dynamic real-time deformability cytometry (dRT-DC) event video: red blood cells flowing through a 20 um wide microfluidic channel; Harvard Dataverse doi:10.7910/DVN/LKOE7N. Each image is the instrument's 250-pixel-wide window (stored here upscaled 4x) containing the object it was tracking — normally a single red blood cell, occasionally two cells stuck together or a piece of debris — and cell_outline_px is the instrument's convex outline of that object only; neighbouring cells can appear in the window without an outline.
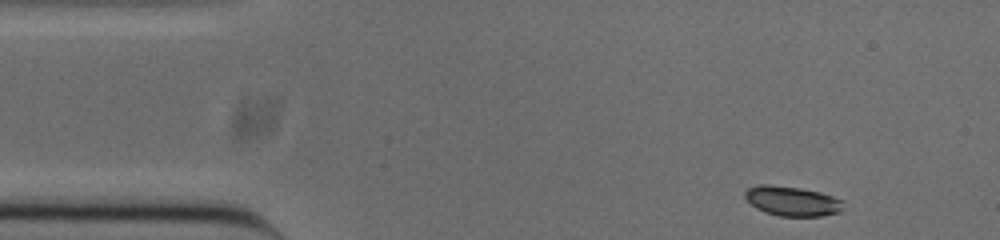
{"species": "common noctule bat (a hibernating species)", "species_latin": "Nyctalus noctula", "temperature_condition": "cold", "stored_images_in_passage": 49, "camera_frame_rate_fps": 3000, "um_per_image_px": 0.085, "animal": {"sex": "male", "body_mass_g": 20.0, "forearm_length_mm": 53.3}, "frame": {"image": 1, "passage_image": 1, "time_ms": 0.0, "image_size_px": [1000, 240], "cell_outline_px": [[844, 208], [840, 212], [820, 216], [780, 216], [764, 212], [756, 208], [744, 196], [744, 192], [748, 188], [756, 184], [768, 184], [800, 188], [820, 192], [844, 200]], "centroid_in_image_um": [67.35, 17.09], "position_along_channel_um": 17.7, "area_um2": 17.17}}
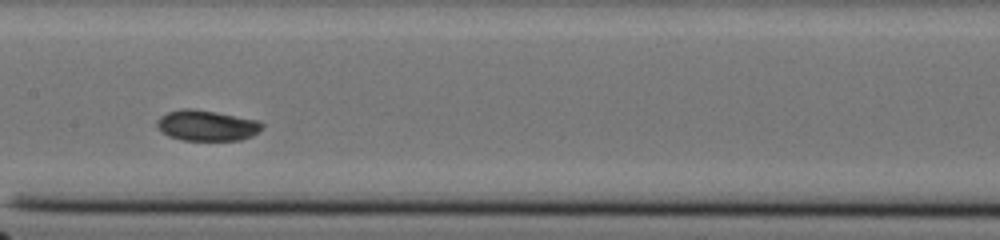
{"frame": {"image": 2, "passage_image": 21, "time_ms": 6.667, "image_size_px": [1000, 240], "cell_outline_px": [[264, 124], [252, 136], [240, 140], [184, 140], [168, 136], [160, 132], [156, 124], [156, 120], [160, 116], [168, 112], [184, 108], [192, 108], [216, 112], [260, 120]], "centroid_in_image_um": [17.54, 10.66], "position_along_channel_um": 189.9, "area_um2": 18.84}}
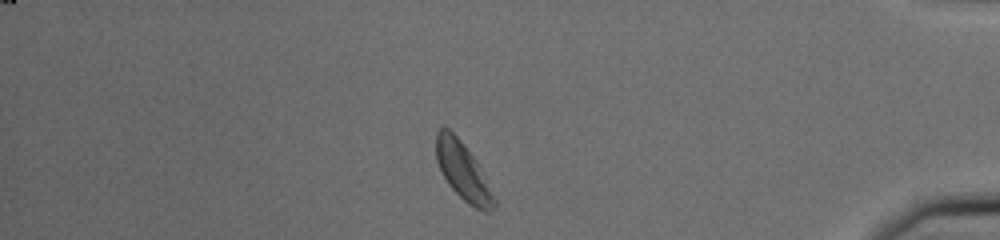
{"frame": {"image": 3, "passage_image": 41, "time_ms": 13.333, "image_size_px": [1000, 240], "cell_outline_px": [[496, 208], [492, 212], [484, 212], [468, 204], [448, 184], [436, 160], [436, 132], [444, 124], [460, 140], [476, 160], [496, 200]], "centroid_in_image_um": [39.36, 14.57], "position_along_channel_um": 395.8, "area_um2": 19.31}, "authors_computed_cell_mechanics": {"area_um2": 18.6116, "velocity_mm_per_s": 3.7519, "shape_relaxation_time_tau1_ms": 1.5215, "shape_relaxation_time_tau2_ms": null, "deformation_change_tau1": 0.0744, "deformation_change_tau2": null}}